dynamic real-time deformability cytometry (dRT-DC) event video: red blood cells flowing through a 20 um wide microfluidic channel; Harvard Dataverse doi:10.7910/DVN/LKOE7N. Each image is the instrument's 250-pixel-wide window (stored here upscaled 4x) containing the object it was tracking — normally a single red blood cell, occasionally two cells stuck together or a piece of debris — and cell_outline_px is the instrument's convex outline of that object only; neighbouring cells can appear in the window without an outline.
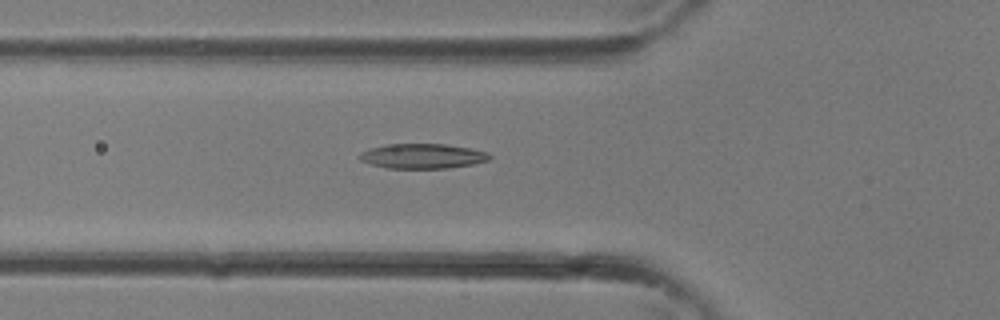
{"species": "common noctule bat (a hibernating species)", "species_latin": "Nyctalus noctula", "temperature_condition": "room temperature", "stored_images_in_passage": 21, "camera_frame_rate_fps": 3000, "um_per_image_px": 0.085, "animal": {"sex": "female"}, "frame": {"image": 1, "passage_image": 6, "time_ms": 1.667, "image_size_px": [1000, 320], "cell_outline_px": [[492, 156], [488, 160], [472, 164], [448, 168], [388, 168], [372, 164], [360, 160], [356, 156], [360, 152], [368, 148], [388, 144], [444, 144], [468, 148], [488, 152]], "centroid_in_image_um": [35.87, 13.26], "position_along_channel_um": 89.9, "area_um2": 18.79}}
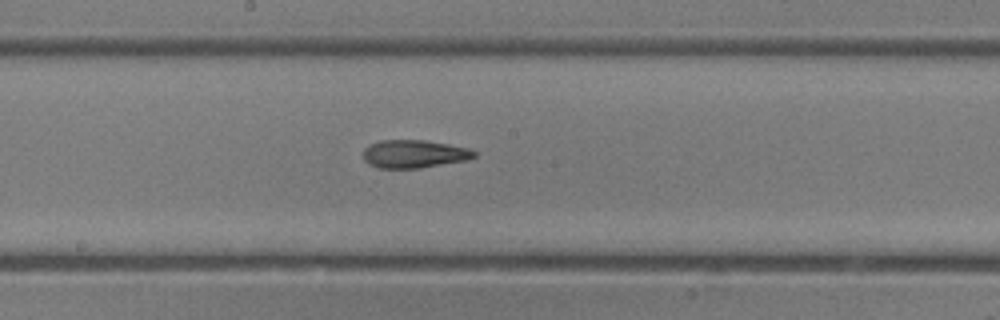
{"frame": {"image": 2, "passage_image": 12, "time_ms": 3.667, "image_size_px": [1000, 320], "cell_outline_px": [[476, 156], [468, 160], [420, 168], [380, 168], [368, 164], [364, 160], [364, 148], [368, 144], [380, 140], [424, 140], [448, 144], [468, 148], [476, 152]], "centroid_in_image_um": [35.19, 13.08], "position_along_channel_um": 213.0, "area_um2": 18.21}}
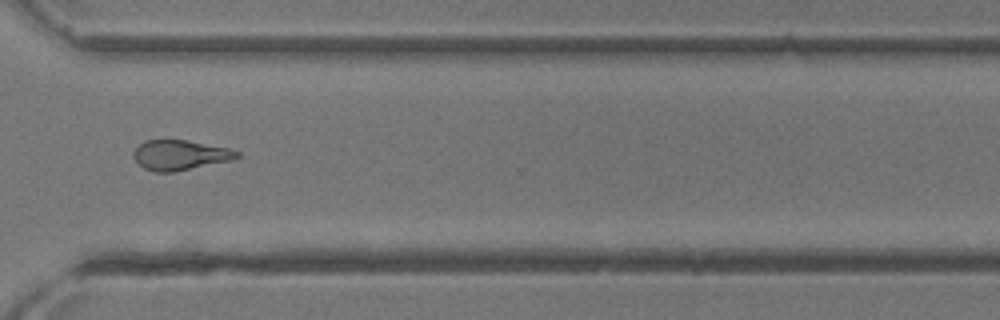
{"frame": {"image": 3, "passage_image": 19, "time_ms": 6.0, "image_size_px": [1000, 320], "cell_outline_px": [[240, 156], [228, 160], [176, 172], [152, 172], [144, 168], [132, 156], [132, 152], [144, 140], [188, 140], [228, 148], [240, 152]], "centroid_in_image_um": [15.26, 13.18], "position_along_channel_um": 355.3, "area_um2": 17.98}}